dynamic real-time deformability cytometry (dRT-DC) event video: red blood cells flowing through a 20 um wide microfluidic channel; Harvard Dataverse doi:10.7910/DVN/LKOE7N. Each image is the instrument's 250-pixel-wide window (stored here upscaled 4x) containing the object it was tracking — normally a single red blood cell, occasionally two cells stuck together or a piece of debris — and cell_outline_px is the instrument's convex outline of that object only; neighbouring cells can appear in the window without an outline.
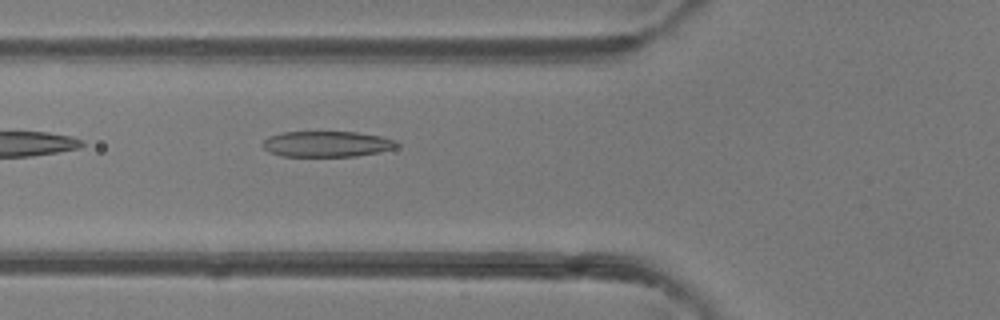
{"species": "common noctule bat (a hibernating species)", "species_latin": "Nyctalus noctula", "temperature_condition": "room temperature", "stored_images_in_passage": 5, "camera_frame_rate_fps": 3000, "um_per_image_px": 0.085, "animal": {"sex": "female"}, "frame": {"image": 1, "passage_image": 5, "time_ms": 1.333, "image_size_px": [1000, 320], "cell_outline_px": [[400, 144], [396, 148], [380, 152], [356, 156], [280, 156], [268, 152], [260, 144], [268, 136], [284, 132], [356, 132], [380, 136], [396, 140]], "centroid_in_image_um": [27.78, 12.24], "position_along_channel_um": 98.0, "area_um2": 20.29}}